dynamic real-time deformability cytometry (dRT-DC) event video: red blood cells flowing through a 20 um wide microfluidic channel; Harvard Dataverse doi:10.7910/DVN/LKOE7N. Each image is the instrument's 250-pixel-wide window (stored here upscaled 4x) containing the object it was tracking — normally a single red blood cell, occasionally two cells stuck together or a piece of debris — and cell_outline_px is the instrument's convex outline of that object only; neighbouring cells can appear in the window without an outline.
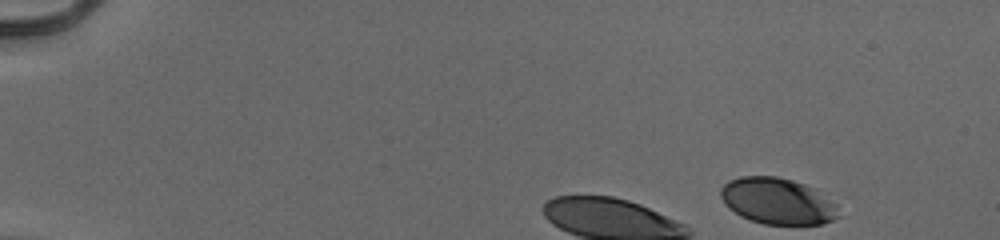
{"species": "human", "species_latin": "Homo sapiens", "temperature_condition": "cold", "stored_images_in_passage": 7, "camera_frame_rate_fps": 3000, "um_per_image_px": 0.085, "donor": {"sex": "male"}, "frame": {"image": 1, "passage_image": 1, "time_ms": 0.0, "image_size_px": [1000, 240], "cell_outline_px": [[840, 216], [824, 224], [764, 224], [740, 216], [728, 208], [724, 204], [720, 196], [720, 188], [728, 180], [740, 176], [776, 176], [792, 180], [816, 188], [836, 204]], "centroid_in_image_um": [66.08, 17.08], "position_along_channel_um": 18.9, "area_um2": 32.08}}